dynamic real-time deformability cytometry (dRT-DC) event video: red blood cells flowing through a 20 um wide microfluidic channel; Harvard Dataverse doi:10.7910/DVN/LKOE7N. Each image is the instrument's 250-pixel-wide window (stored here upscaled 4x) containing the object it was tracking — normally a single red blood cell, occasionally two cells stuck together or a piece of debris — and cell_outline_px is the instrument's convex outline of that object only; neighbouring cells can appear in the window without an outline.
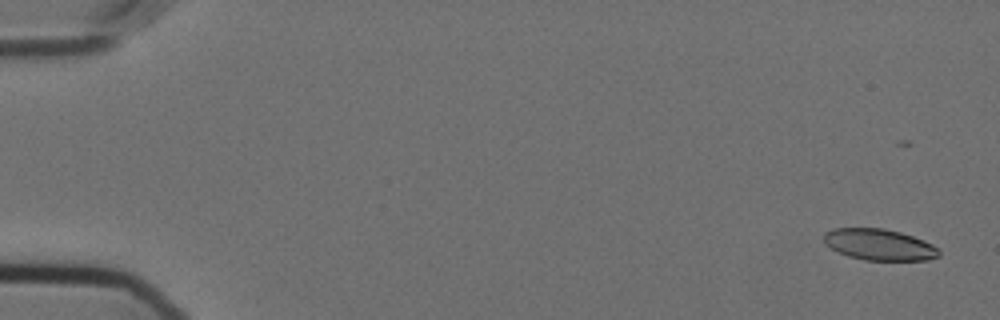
{"species": "Egyptian fruit bat (a non-hibernating species)", "species_latin": "Rousettus aegyptiacus", "temperature_condition": "cold", "stored_images_in_passage": 59, "camera_frame_rate_fps": 3000, "um_per_image_px": 0.085, "animal": {"sex": "female"}, "frame": {"image": 1, "passage_image": 3, "time_ms": 0.667, "image_size_px": [1000, 320], "cell_outline_px": [[940, 256], [928, 260], [864, 260], [848, 256], [824, 244], [824, 232], [832, 228], [884, 228], [900, 232], [924, 240], [932, 244], [940, 252]], "centroid_in_image_um": [74.73, 20.79], "position_along_channel_um": 10.3, "area_um2": 20.98}}
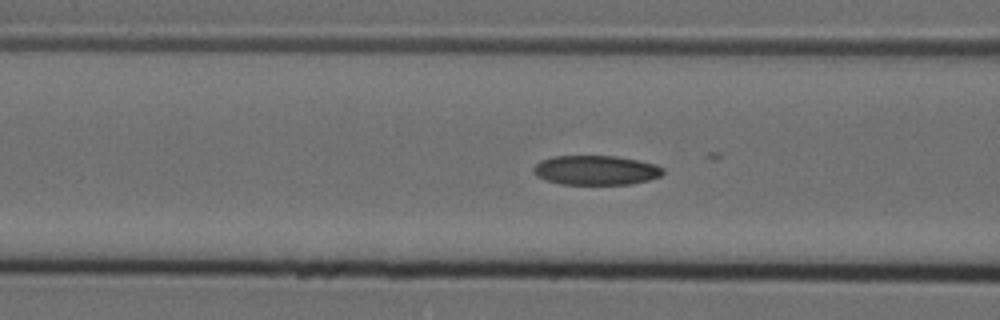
{"frame": {"image": 2, "passage_image": 24, "time_ms": 7.667, "image_size_px": [1000, 320], "cell_outline_px": [[664, 172], [660, 176], [648, 180], [632, 184], [560, 184], [536, 176], [532, 172], [532, 168], [540, 160], [552, 156], [616, 156], [656, 164], [664, 168]], "centroid_in_image_um": [50.63, 14.46], "position_along_channel_um": 116.0, "area_um2": 22.31}}
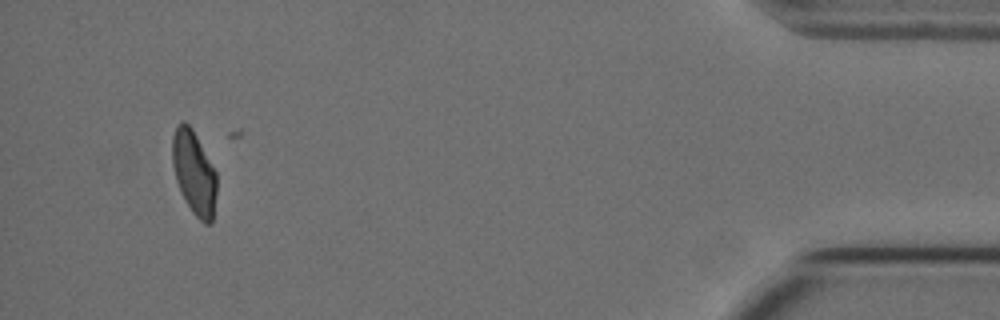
{"frame": {"image": 3, "passage_image": 55, "time_ms": 18.0, "image_size_px": [1000, 320], "cell_outline_px": [[216, 192], [212, 224], [204, 224], [192, 212], [176, 180], [172, 164], [172, 136], [176, 124], [184, 120], [192, 128], [216, 172]], "centroid_in_image_um": [16.48, 14.65], "position_along_channel_um": 418.7, "area_um2": 21.5}, "authors_computed_cell_mechanics": {"area_um2": 21.7906, "velocity_mm_per_s": 3.5878, "shape_relaxation_time_tau1_ms": null, "shape_relaxation_time_tau2_ms": 1.9422, "deformation_change_tau1": null, "deformation_change_tau2": 0.042}}